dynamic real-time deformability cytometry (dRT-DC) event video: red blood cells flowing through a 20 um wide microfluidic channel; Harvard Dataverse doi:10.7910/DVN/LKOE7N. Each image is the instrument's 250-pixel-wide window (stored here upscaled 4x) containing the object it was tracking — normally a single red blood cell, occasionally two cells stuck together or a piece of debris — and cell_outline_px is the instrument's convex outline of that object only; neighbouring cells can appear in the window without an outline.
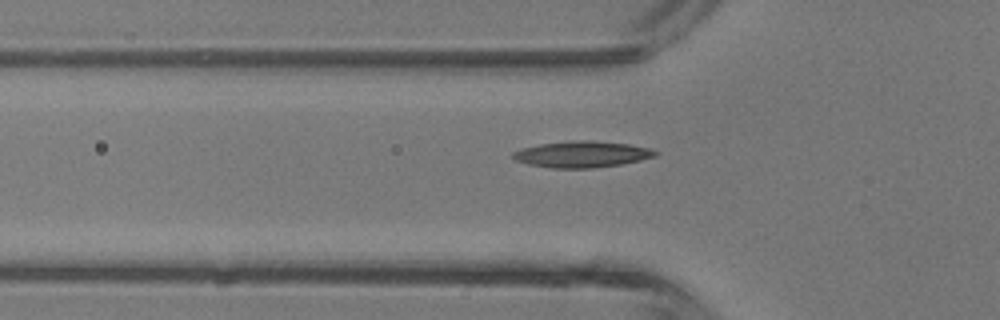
{"species": "common noctule bat (a hibernating species)", "species_latin": "Nyctalus noctula", "temperature_condition": "room temperature", "stored_images_in_passage": 2, "camera_frame_rate_fps": 3000, "um_per_image_px": 0.085, "animal": {"sex": "male", "body_mass_g": 13.3}, "frame": {"image": 1, "passage_image": 2, "time_ms": 1.333, "image_size_px": [1000, 320], "cell_outline_px": [[660, 152], [656, 156], [640, 160], [620, 164], [592, 168], [552, 168], [528, 164], [516, 160], [512, 156], [512, 152], [520, 148], [540, 144], [568, 140], [592, 140], [628, 144], [652, 148]], "centroid_in_image_um": [49.47, 13.1], "position_along_channel_um": 76.3, "area_um2": 21.96}}